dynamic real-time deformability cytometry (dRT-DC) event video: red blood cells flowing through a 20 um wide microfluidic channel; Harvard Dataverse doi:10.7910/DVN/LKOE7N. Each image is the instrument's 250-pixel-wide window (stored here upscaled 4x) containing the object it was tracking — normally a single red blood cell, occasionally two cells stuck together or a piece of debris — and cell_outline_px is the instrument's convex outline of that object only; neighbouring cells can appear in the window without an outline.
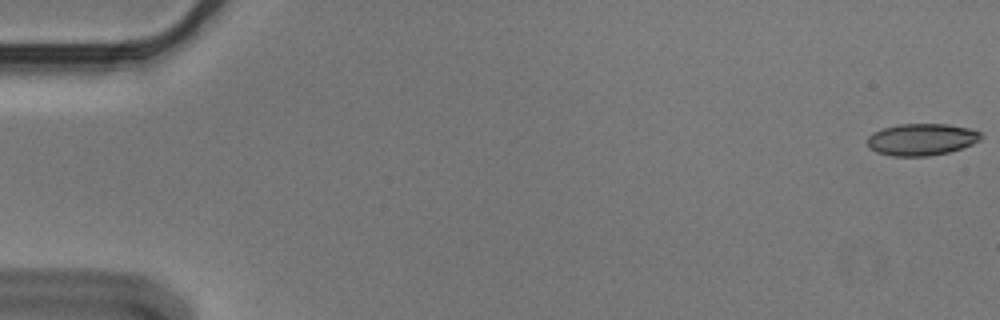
{"species": "Egyptian fruit bat (a non-hibernating species)", "species_latin": "Rousettus aegyptiacus", "temperature_condition": "cold", "stored_images_in_passage": 6, "camera_frame_rate_fps": 3000, "um_per_image_px": 0.085, "animal": {"sex": "male"}, "frame": {"image": 1, "passage_image": 1, "time_ms": 0.0, "image_size_px": [1000, 320], "cell_outline_px": [[984, 136], [980, 140], [972, 144], [948, 152], [928, 156], [892, 156], [876, 152], [868, 144], [868, 136], [872, 132], [884, 128], [900, 124], [948, 124], [968, 128], [980, 132]], "centroid_in_image_um": [78.34, 11.85], "position_along_channel_um": 6.7, "area_um2": 20.98}}
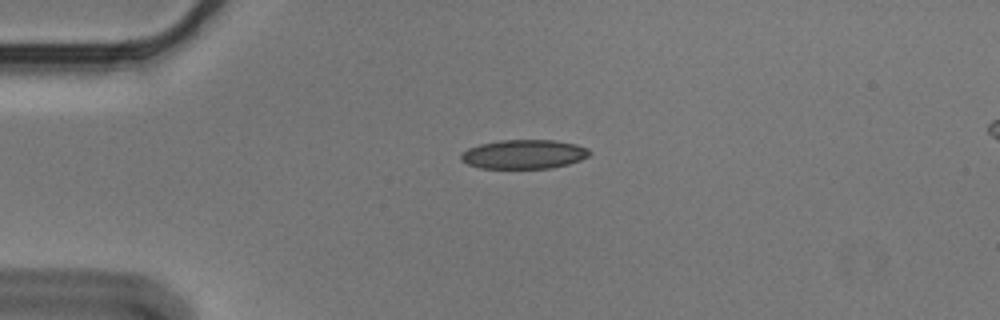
{"frame": {"image": 2, "passage_image": 4, "time_ms": 1.0, "image_size_px": [1000, 320], "cell_outline_px": [[592, 152], [588, 156], [580, 160], [568, 164], [552, 168], [480, 168], [468, 164], [460, 160], [460, 156], [468, 148], [480, 144], [500, 140], [556, 140], [576, 144], [588, 148]], "centroid_in_image_um": [44.55, 13.11], "position_along_channel_um": 40.4, "area_um2": 21.85}}
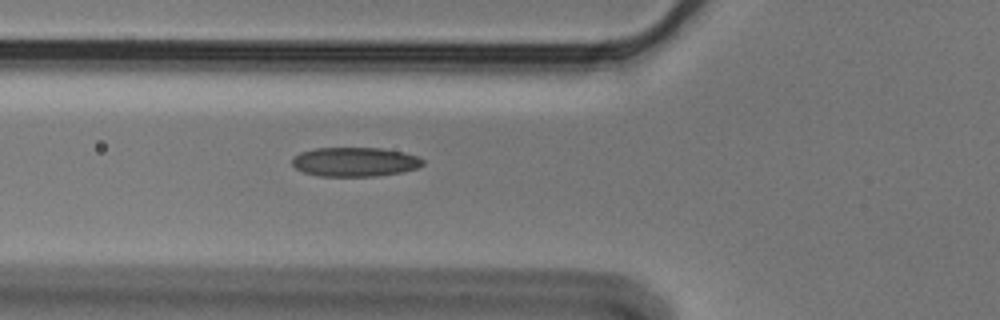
{"frame": {"image": 3, "passage_image": 6, "time_ms": 1.667, "image_size_px": [1000, 320], "cell_outline_px": [[424, 164], [416, 168], [404, 172], [376, 176], [320, 176], [304, 172], [296, 168], [292, 164], [292, 156], [300, 152], [316, 148], [380, 148], [404, 152], [416, 156], [424, 160]], "centroid_in_image_um": [30.16, 13.76], "position_along_channel_um": 95.6, "area_um2": 22.31}}